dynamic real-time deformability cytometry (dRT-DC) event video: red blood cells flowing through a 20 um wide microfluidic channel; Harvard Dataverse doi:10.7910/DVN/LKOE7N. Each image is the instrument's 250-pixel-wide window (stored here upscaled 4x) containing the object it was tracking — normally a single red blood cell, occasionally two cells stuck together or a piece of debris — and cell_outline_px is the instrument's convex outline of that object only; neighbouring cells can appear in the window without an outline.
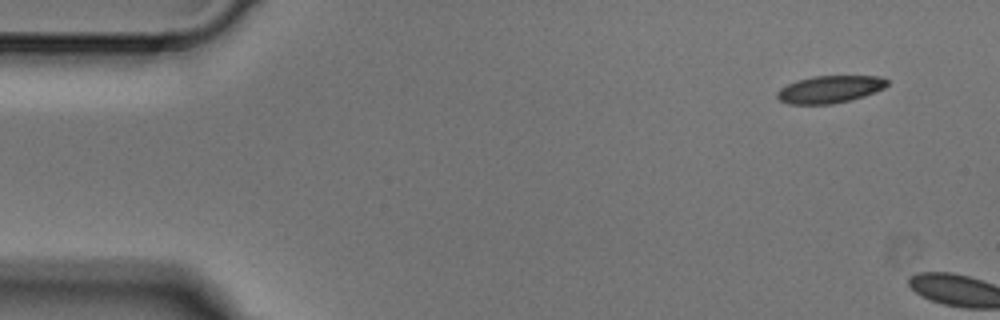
{"species": "Egyptian fruit bat (a non-hibernating species)", "species_latin": "Rousettus aegyptiacus", "temperature_condition": "cold", "stored_images_in_passage": 2, "camera_frame_rate_fps": 3000, "um_per_image_px": 0.085, "animal": {"sex": "male"}, "frame": {"image": 1, "passage_image": 1, "time_ms": 0.0, "image_size_px": [1000, 320], "cell_outline_px": [[888, 84], [884, 88], [876, 92], [864, 96], [832, 104], [788, 104], [780, 100], [776, 96], [776, 92], [780, 88], [796, 80], [812, 76], [880, 76], [888, 80]], "centroid_in_image_um": [70.53, 7.58], "position_along_channel_um": 14.5, "area_um2": 17.57}}